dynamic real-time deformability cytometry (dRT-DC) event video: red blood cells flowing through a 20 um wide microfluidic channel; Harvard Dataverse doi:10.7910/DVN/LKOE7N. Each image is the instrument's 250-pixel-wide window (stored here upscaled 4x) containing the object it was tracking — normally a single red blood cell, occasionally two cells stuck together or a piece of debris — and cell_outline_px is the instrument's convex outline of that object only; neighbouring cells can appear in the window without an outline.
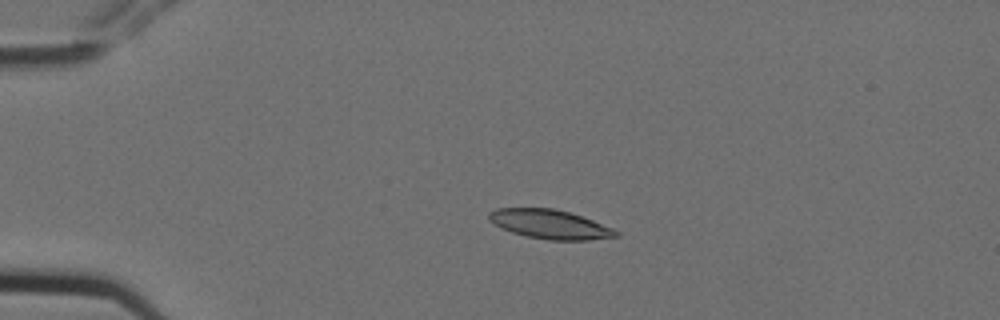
{"species": "Egyptian fruit bat (a non-hibernating species)", "species_latin": "Rousettus aegyptiacus", "temperature_condition": "cold", "stored_images_in_passage": 3, "camera_frame_rate_fps": 3000, "um_per_image_px": 0.085, "animal": {"sex": "female"}, "frame": {"image": 1, "passage_image": 2, "time_ms": 0.333, "image_size_px": [1000, 320], "cell_outline_px": [[620, 236], [588, 240], [548, 240], [528, 236], [512, 232], [500, 228], [488, 220], [488, 212], [496, 208], [552, 208], [568, 212], [592, 220], [612, 228], [620, 232]], "centroid_in_image_um": [46.71, 19.06], "position_along_channel_um": 38.3, "area_um2": 21.5}}